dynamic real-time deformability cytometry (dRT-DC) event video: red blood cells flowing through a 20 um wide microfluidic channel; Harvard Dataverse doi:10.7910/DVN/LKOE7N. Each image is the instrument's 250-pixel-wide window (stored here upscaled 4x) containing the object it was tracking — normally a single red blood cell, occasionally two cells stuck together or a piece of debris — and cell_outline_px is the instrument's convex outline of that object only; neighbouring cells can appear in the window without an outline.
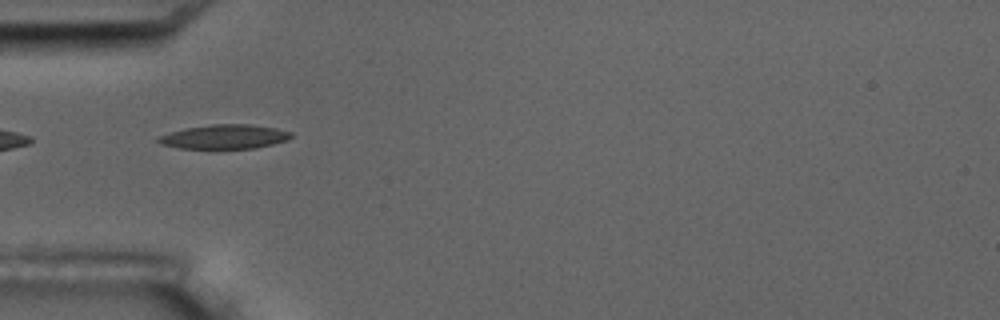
{"species": "common noctule bat (a hibernating species)", "species_latin": "Nyctalus noctula", "temperature_condition": "room temperature", "stored_images_in_passage": 5, "camera_frame_rate_fps": 3000, "um_per_image_px": 0.085, "animal": {"sex": "male", "body_mass_g": 17.5, "forearm_length_mm": 52.3}, "frame": {"image": 1, "passage_image": 2, "time_ms": 1.333, "image_size_px": [1000, 320], "cell_outline_px": [[292, 136], [288, 140], [256, 148], [180, 148], [160, 144], [156, 140], [156, 136], [184, 128], [212, 124], [252, 124], [276, 128], [292, 132]], "centroid_in_image_um": [19.07, 11.61], "position_along_channel_um": 65.9, "area_um2": 18.84}}
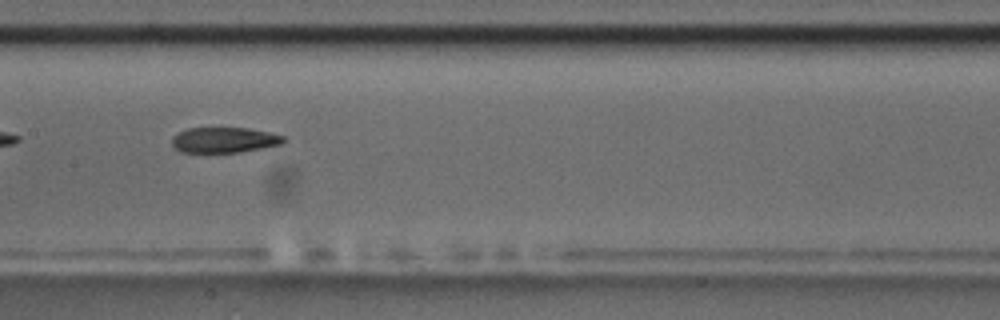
{"frame": {"image": 2, "passage_image": 5, "time_ms": 4.667, "image_size_px": [1000, 320], "cell_outline_px": [[288, 140], [280, 144], [264, 148], [240, 152], [180, 152], [172, 144], [172, 136], [176, 132], [188, 128], [248, 128], [268, 132], [284, 136]], "centroid_in_image_um": [19.06, 11.89], "position_along_channel_um": 188.3, "area_um2": 16.65}}